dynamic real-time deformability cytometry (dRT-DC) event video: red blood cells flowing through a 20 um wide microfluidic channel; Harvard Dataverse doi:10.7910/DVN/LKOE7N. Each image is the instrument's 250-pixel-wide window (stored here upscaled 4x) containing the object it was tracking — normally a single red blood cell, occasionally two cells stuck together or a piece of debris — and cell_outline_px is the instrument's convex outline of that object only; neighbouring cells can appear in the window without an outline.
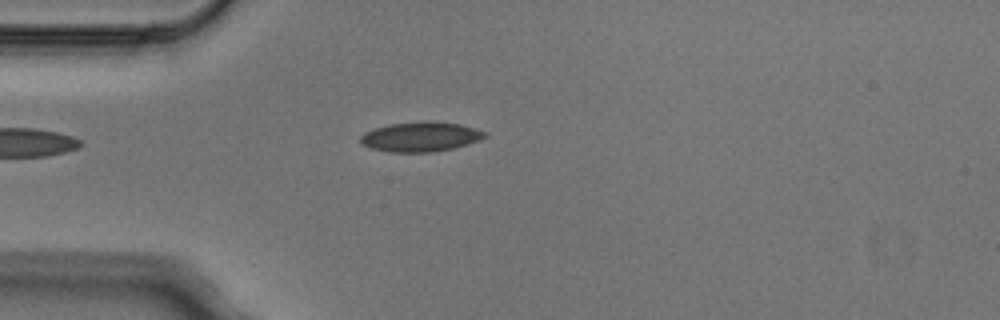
{"species": "Egyptian fruit bat (a non-hibernating species)", "species_latin": "Rousettus aegyptiacus", "temperature_condition": "cold", "stored_images_in_passage": 3, "camera_frame_rate_fps": 3000, "um_per_image_px": 0.085, "animal": {"sex": "male"}, "frame": {"image": 1, "passage_image": 2, "time_ms": 0.333, "image_size_px": [1000, 320], "cell_outline_px": [[488, 136], [480, 140], [468, 144], [452, 148], [432, 152], [388, 152], [372, 148], [360, 144], [360, 136], [364, 132], [388, 124], [424, 120], [428, 120], [460, 124], [488, 132]], "centroid_in_image_um": [35.76, 11.61], "position_along_channel_um": 49.2, "area_um2": 21.79}}